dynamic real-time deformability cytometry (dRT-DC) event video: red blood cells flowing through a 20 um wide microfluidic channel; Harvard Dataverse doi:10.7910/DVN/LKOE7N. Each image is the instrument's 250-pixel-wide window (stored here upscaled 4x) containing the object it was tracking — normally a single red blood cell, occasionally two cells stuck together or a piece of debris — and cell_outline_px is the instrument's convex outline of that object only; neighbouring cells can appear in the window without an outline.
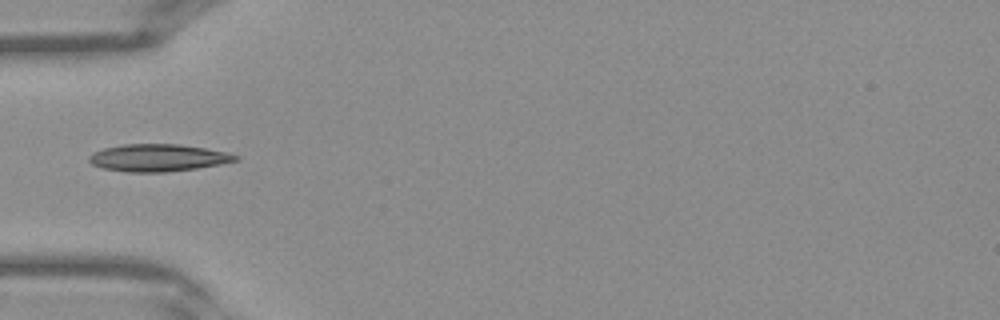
{"species": "Egyptian fruit bat (a non-hibernating species)", "species_latin": "Rousettus aegyptiacus", "temperature_condition": "warm", "stored_images_in_passage": 4, "camera_frame_rate_fps": 3000, "um_per_image_px": 0.085, "frame": {"image": 1, "passage_image": 1, "time_ms": 0.0, "image_size_px": [1000, 320], "cell_outline_px": [[240, 160], [220, 164], [196, 168], [164, 172], [128, 172], [104, 168], [92, 164], [88, 160], [88, 156], [92, 152], [104, 148], [124, 144], [180, 144], [228, 152], [240, 156]], "centroid_in_image_um": [13.45, 13.4], "position_along_channel_um": 71.6, "area_um2": 23.29}}